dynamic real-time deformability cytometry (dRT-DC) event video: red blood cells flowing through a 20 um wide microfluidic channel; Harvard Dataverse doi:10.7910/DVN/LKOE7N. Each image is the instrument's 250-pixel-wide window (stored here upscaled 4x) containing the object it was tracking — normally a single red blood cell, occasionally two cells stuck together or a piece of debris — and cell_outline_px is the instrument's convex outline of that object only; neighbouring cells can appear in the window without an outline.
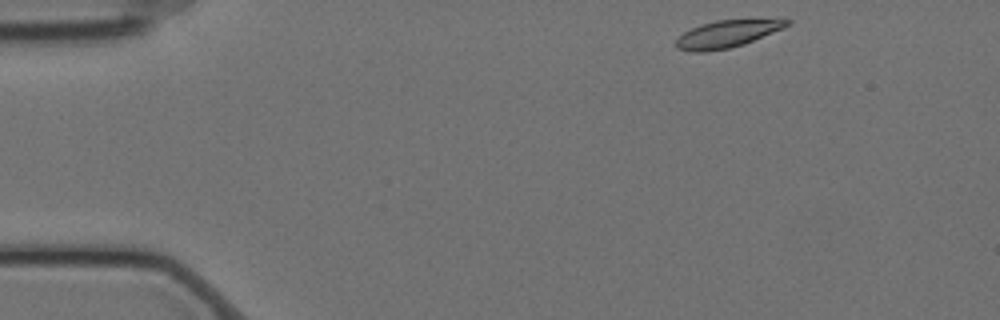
{"species": "Egyptian fruit bat (a non-hibernating species)", "species_latin": "Rousettus aegyptiacus", "temperature_condition": "cold", "stored_images_in_passage": 51, "camera_frame_rate_fps": 3000, "um_per_image_px": 0.085, "animal": {"sex": "female"}, "frame": {"image": 1, "passage_image": 1, "time_ms": 0.0, "image_size_px": [1000, 320], "cell_outline_px": [[792, 20], [788, 24], [780, 28], [744, 44], [728, 48], [704, 52], [692, 52], [676, 48], [676, 40], [684, 32], [700, 24], [716, 20]], "centroid_in_image_um": [61.68, 2.9], "position_along_channel_um": 23.3, "area_um2": 16.94}}
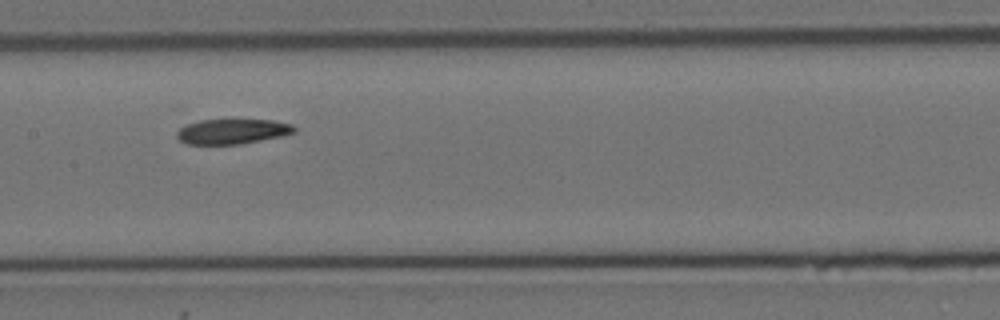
{"frame": {"image": 2, "passage_image": 22, "time_ms": 7.0, "image_size_px": [1000, 320], "cell_outline_px": [[296, 132], [280, 136], [240, 144], [188, 144], [180, 140], [176, 136], [176, 132], [180, 128], [188, 124], [200, 120], [272, 120], [292, 124], [296, 128]], "centroid_in_image_um": [19.75, 11.17], "position_along_channel_um": 187.6, "area_um2": 16.94}}
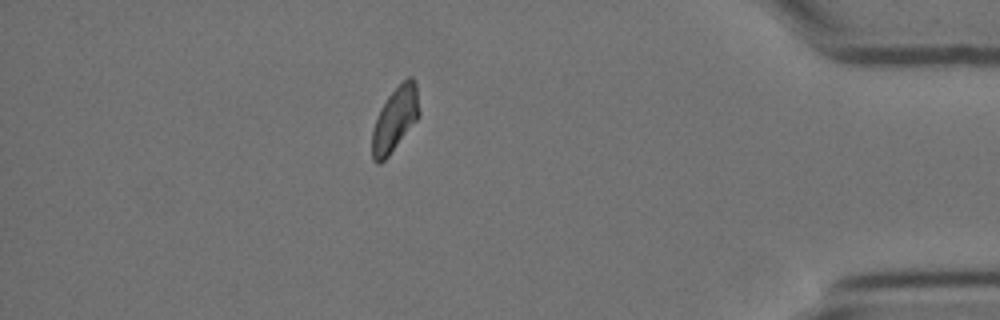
{"frame": {"image": 3, "passage_image": 44, "time_ms": 14.333, "image_size_px": [1000, 320], "cell_outline_px": [[420, 112], [416, 120], [388, 156], [380, 164], [376, 164], [372, 160], [372, 132], [380, 108], [388, 96], [408, 76], [412, 76], [416, 84]], "centroid_in_image_um": [33.56, 10.14], "position_along_channel_um": 401.6, "area_um2": 17.34}, "authors_computed_cell_mechanics": {"area_um2": 18.1492, "velocity_mm_per_s": 3.4776, "shape_relaxation_time_tau1_ms": 7.9876, "shape_relaxation_time_tau2_ms": null, "deformation_change_tau1": 0.1594, "deformation_change_tau2": null}}